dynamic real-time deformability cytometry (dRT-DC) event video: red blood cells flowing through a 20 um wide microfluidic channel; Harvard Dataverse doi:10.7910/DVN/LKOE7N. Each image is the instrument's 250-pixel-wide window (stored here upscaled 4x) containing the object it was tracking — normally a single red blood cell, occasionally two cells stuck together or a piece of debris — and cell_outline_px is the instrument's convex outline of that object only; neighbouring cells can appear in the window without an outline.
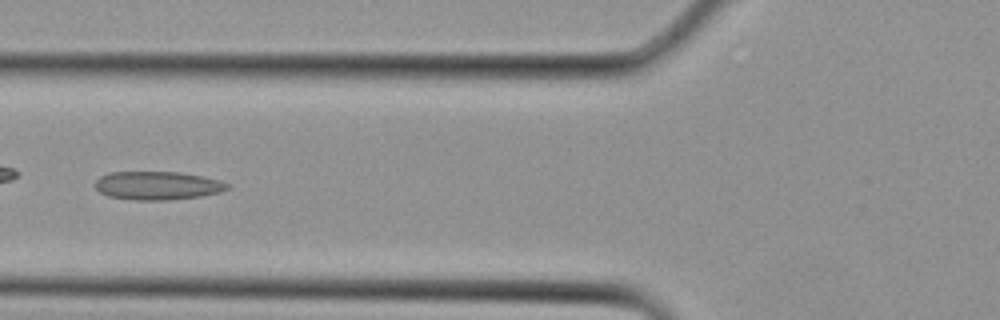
{"species": "Egyptian fruit bat (a non-hibernating species)", "species_latin": "Rousettus aegyptiacus", "temperature_condition": "cold", "stored_images_in_passage": 12, "camera_frame_rate_fps": 3000, "um_per_image_px": 0.085, "animal": {"sex": "female"}, "frame": {"image": 1, "passage_image": 7, "time_ms": 2.0, "image_size_px": [1000, 320], "cell_outline_px": [[228, 188], [220, 192], [200, 196], [168, 200], [136, 200], [108, 196], [100, 192], [96, 188], [96, 180], [100, 176], [112, 172], [180, 172], [200, 176], [216, 180], [228, 184]], "centroid_in_image_um": [13.35, 15.77], "position_along_channel_um": 112.5, "area_um2": 21.56}}
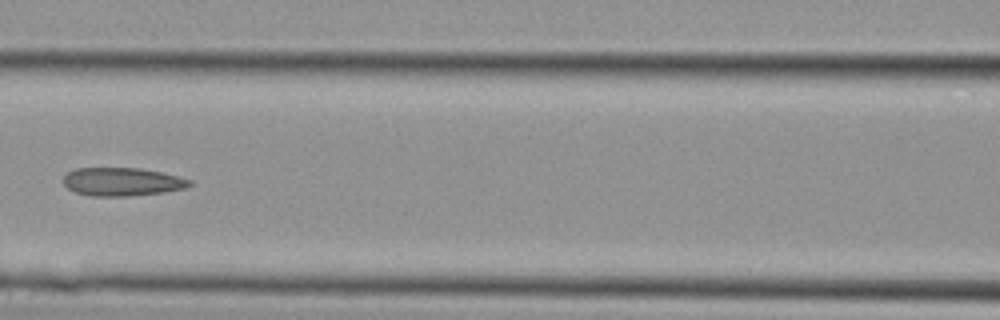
{"frame": {"image": 2, "passage_image": 9, "time_ms": 2.667, "image_size_px": [1000, 320], "cell_outline_px": [[192, 184], [184, 188], [164, 192], [128, 196], [92, 196], [76, 192], [68, 188], [64, 184], [64, 176], [68, 172], [76, 168], [140, 168], [160, 172], [192, 180]], "centroid_in_image_um": [10.37, 15.45], "position_along_channel_um": 156.2, "area_um2": 20.63}}